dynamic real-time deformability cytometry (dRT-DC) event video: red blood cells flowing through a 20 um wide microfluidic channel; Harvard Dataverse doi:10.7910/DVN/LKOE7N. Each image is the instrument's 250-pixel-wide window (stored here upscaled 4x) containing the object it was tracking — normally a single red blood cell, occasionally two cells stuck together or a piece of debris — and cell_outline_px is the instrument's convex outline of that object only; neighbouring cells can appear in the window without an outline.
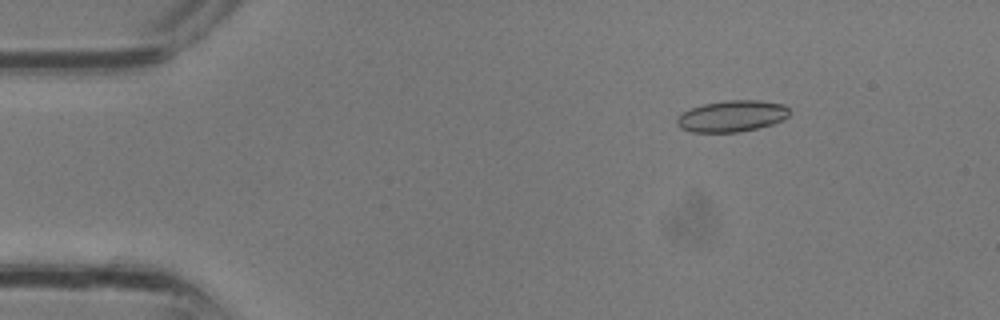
{"species": "common noctule bat (a hibernating species)", "species_latin": "Nyctalus noctula", "temperature_condition": "room temperature", "stored_images_in_passage": 4, "segment_of_instrument_passage": [1, 2], "camera_frame_rate_fps": 3000, "um_per_image_px": 0.085, "animal": {"sex": "male", "body_mass_g": 13.3}, "frame": {"image": 1, "passage_image": 2, "time_ms": 0.333, "image_size_px": [1000, 320], "cell_outline_px": [[788, 116], [772, 124], [740, 132], [692, 132], [680, 128], [676, 124], [676, 116], [692, 108], [704, 104], [724, 100], [760, 100], [784, 104], [788, 108]], "centroid_in_image_um": [62.18, 9.86], "position_along_channel_um": 22.8, "area_um2": 20.52}}